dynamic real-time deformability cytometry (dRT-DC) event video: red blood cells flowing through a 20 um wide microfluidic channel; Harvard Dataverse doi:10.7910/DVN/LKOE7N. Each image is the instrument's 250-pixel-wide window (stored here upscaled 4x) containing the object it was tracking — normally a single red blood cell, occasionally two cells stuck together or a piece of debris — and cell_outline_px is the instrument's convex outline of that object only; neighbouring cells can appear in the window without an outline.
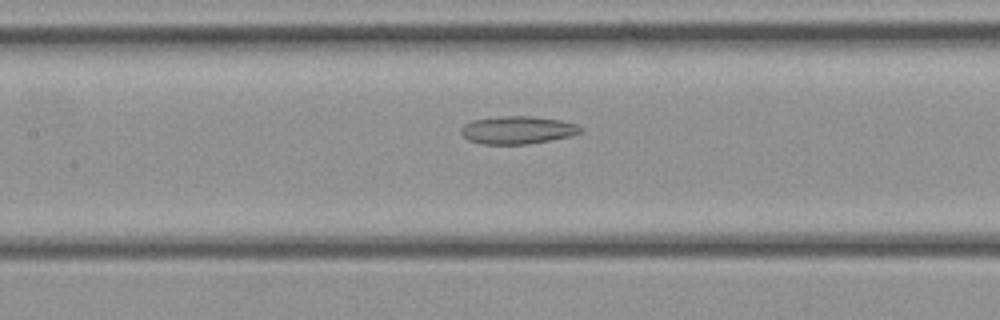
{"species": "common noctule bat (a hibernating species)", "species_latin": "Nyctalus noctula", "temperature_condition": "cold", "stored_images_in_passage": 21, "camera_frame_rate_fps": 3000, "um_per_image_px": 0.085, "animal": {"sex": "female", "body_mass_g": 21.9}, "frame": {"image": 1, "passage_image": 6, "time_ms": 1.667, "image_size_px": [1000, 320], "cell_outline_px": [[584, 132], [572, 136], [528, 144], [484, 144], [468, 140], [460, 132], [460, 128], [464, 124], [472, 120], [504, 116], [532, 116], [560, 120], [576, 124], [584, 128]], "centroid_in_image_um": [44.03, 11.05], "position_along_channel_um": 163.4, "area_um2": 19.48}}
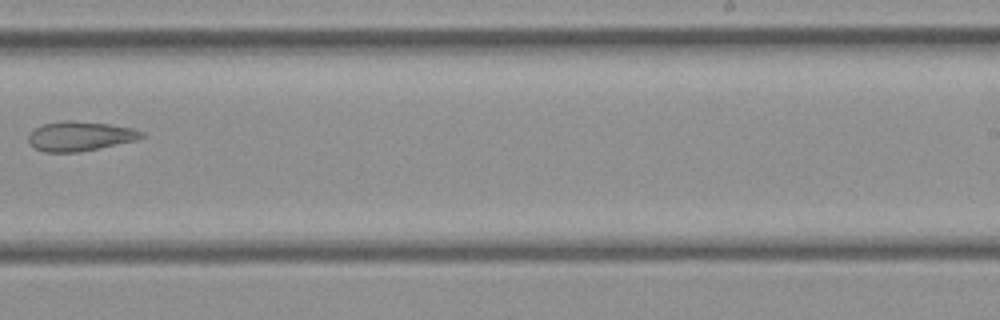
{"frame": {"image": 2, "passage_image": 12, "time_ms": 3.667, "image_size_px": [1000, 320], "cell_outline_px": [[144, 136], [136, 140], [100, 148], [80, 152], [44, 152], [36, 148], [28, 140], [28, 136], [36, 128], [44, 124], [60, 120], [72, 120], [108, 124], [132, 128], [144, 132]], "centroid_in_image_um": [6.81, 11.57], "position_along_channel_um": 282.2, "area_um2": 19.36}}
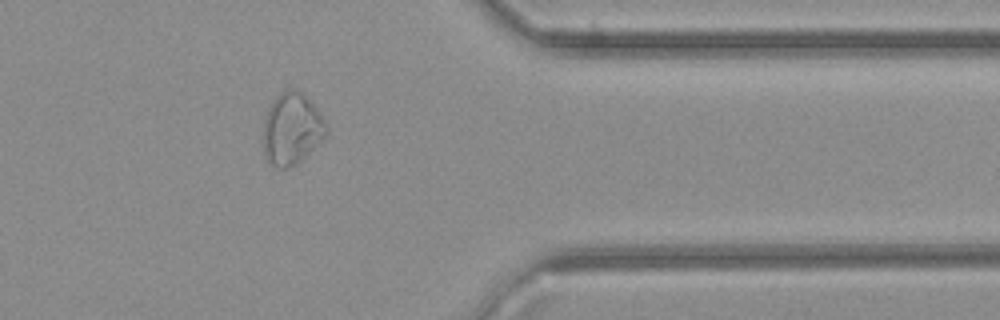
{"frame": {"image": 3, "passage_image": 18, "time_ms": 5.667, "image_size_px": [1000, 320], "cell_outline_px": [[328, 132], [296, 164], [284, 168], [276, 168], [268, 160], [264, 152], [260, 136], [264, 120], [268, 108], [272, 100], [284, 88], [296, 88], [320, 112], [328, 124]], "centroid_in_image_um": [24.75, 10.92], "position_along_channel_um": 386.7, "area_um2": 26.53}}